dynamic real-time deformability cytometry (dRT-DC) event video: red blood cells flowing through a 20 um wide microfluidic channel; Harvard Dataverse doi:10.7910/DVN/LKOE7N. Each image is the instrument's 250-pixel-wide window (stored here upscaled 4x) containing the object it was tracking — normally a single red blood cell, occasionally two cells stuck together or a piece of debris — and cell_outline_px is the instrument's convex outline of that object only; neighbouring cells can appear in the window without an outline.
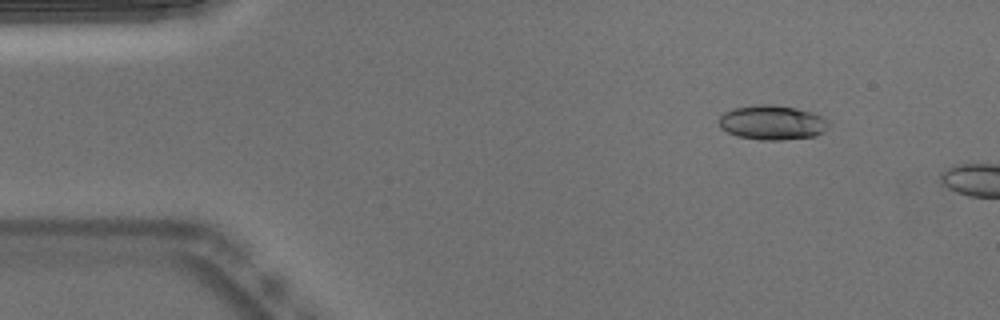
{"species": "Egyptian fruit bat (a non-hibernating species)", "species_latin": "Rousettus aegyptiacus", "temperature_condition": "warm", "stored_images_in_passage": 9, "camera_frame_rate_fps": 3000, "um_per_image_px": 0.085, "animal": {"sex": "male"}, "frame": {"image": 1, "passage_image": 6, "time_ms": 1.667, "image_size_px": [1000, 320], "cell_outline_px": [[828, 128], [824, 132], [816, 136], [784, 140], [760, 140], [736, 136], [720, 128], [720, 116], [724, 112], [736, 108], [756, 104], [776, 104], [796, 108], [812, 112], [824, 116], [828, 120]], "centroid_in_image_um": [65.68, 10.42], "position_along_channel_um": 19.3, "area_um2": 22.37}}